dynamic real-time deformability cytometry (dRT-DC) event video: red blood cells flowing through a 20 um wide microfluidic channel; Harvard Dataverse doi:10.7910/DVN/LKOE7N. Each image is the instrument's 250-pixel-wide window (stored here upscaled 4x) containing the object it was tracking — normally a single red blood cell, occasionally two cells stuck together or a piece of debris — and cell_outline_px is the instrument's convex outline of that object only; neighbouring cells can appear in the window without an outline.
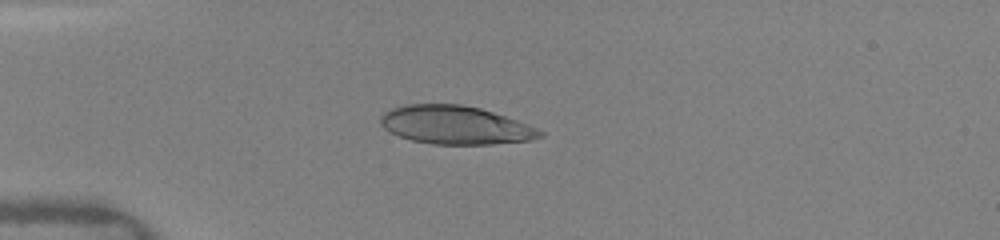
{"species": "human", "species_latin": "Homo sapiens", "temperature_condition": "warm", "stored_images_in_passage": 17, "camera_frame_rate_fps": 3000, "um_per_image_px": 0.085, "donor": {"sex": "female"}, "frame": {"image": 1, "passage_image": 9, "time_ms": 3.0, "image_size_px": [1000, 240], "cell_outline_px": [[544, 136], [532, 140], [492, 144], [432, 144], [412, 140], [400, 136], [384, 128], [380, 124], [380, 116], [384, 112], [392, 108], [404, 104], [460, 104], [480, 108], [528, 124], [544, 132]], "centroid_in_image_um": [38.7, 10.63], "position_along_channel_um": 46.3, "area_um2": 35.55}}
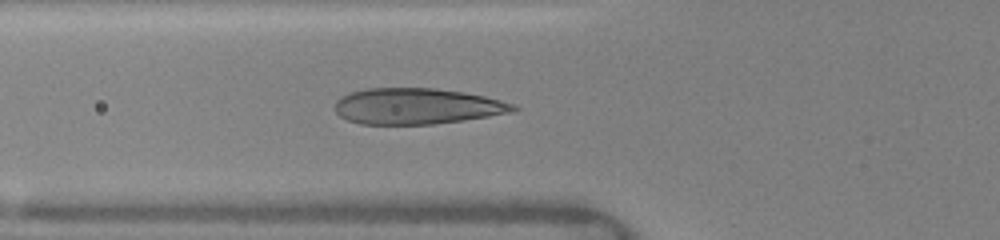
{"frame": {"image": 2, "passage_image": 14, "time_ms": 4.667, "image_size_px": [1000, 240], "cell_outline_px": [[520, 108], [512, 112], [464, 120], [432, 124], [360, 124], [348, 120], [340, 116], [336, 112], [336, 100], [340, 96], [352, 92], [368, 88], [436, 88], [464, 92], [484, 96], [516, 104]], "centroid_in_image_um": [35.45, 9.02], "position_along_channel_um": 90.4, "area_um2": 37.4}}
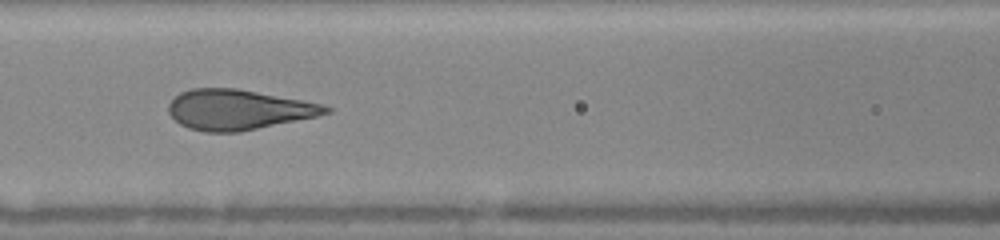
{"frame": {"image": 3, "passage_image": 16, "time_ms": 6.0, "image_size_px": [1000, 240], "cell_outline_px": [[332, 112], [316, 116], [240, 132], [204, 132], [188, 128], [180, 124], [168, 112], [168, 104], [180, 92], [192, 88], [236, 88], [324, 104], [332, 108]], "centroid_in_image_um": [20.25, 9.32], "position_along_channel_um": 146.4, "area_um2": 36.7}}